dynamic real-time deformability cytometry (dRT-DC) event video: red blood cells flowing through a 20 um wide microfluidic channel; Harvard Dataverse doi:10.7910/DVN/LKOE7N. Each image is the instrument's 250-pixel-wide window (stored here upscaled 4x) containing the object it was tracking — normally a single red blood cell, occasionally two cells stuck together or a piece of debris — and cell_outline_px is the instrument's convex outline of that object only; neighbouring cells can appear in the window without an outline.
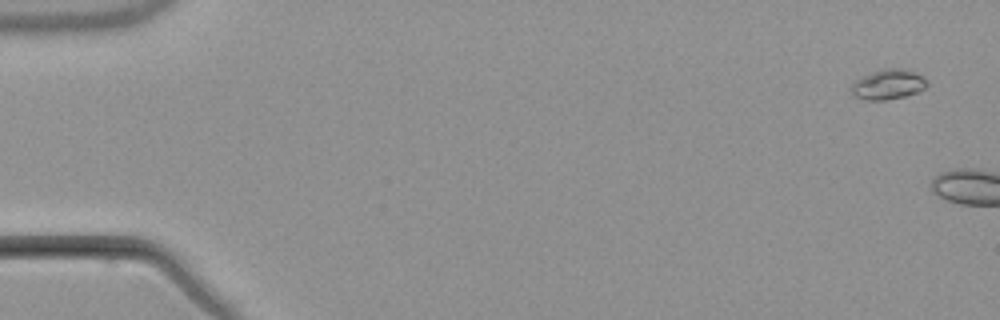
{"species": "common noctule bat (a hibernating species)", "species_latin": "Nyctalus noctula", "temperature_condition": "warm", "stored_images_in_passage": 3, "camera_frame_rate_fps": 3000, "um_per_image_px": 0.085, "animal": {"sex": "male", "body_mass_g": 21.5, "forearm_length_mm": 52.0}, "frame": {"image": 1, "passage_image": 1, "time_ms": 0.0, "image_size_px": [1000, 320], "cell_outline_px": [[928, 84], [924, 88], [916, 92], [904, 96], [884, 100], [864, 100], [852, 96], [852, 84], [856, 80], [872, 72], [884, 68], [900, 68], [916, 72], [924, 76], [928, 80]], "centroid_in_image_um": [75.51, 7.17], "position_along_channel_um": 9.5, "area_um2": 13.24}}